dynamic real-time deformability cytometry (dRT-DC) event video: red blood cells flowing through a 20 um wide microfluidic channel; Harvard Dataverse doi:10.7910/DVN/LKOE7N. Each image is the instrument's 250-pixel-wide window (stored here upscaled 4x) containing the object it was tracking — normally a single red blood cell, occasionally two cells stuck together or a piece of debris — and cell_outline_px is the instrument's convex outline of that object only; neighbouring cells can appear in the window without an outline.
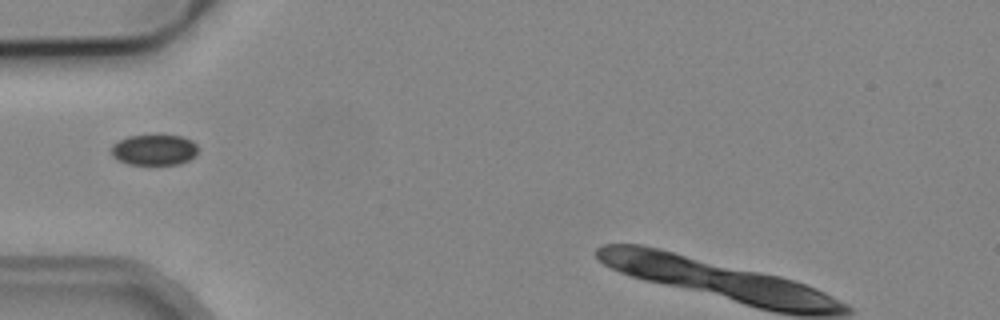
{"species": "common noctule bat (a hibernating species)", "species_latin": "Nyctalus noctula", "temperature_condition": "cold", "stored_images_in_passage": 29, "camera_frame_rate_fps": 3000, "um_per_image_px": 0.085, "animal": {"sex": "male", "body_mass_g": 19.2, "forearm_length_mm": 51.8}, "frame": {"image": 1, "passage_image": 1, "time_ms": 0.0, "image_size_px": [1000, 320], "cell_outline_px": [[200, 148], [196, 156], [180, 164], [128, 164], [116, 160], [112, 156], [112, 144], [128, 136], [156, 132], [160, 132], [180, 136], [192, 140]], "centroid_in_image_um": [13.14, 12.68], "position_along_channel_um": 71.9, "area_um2": 16.36}}
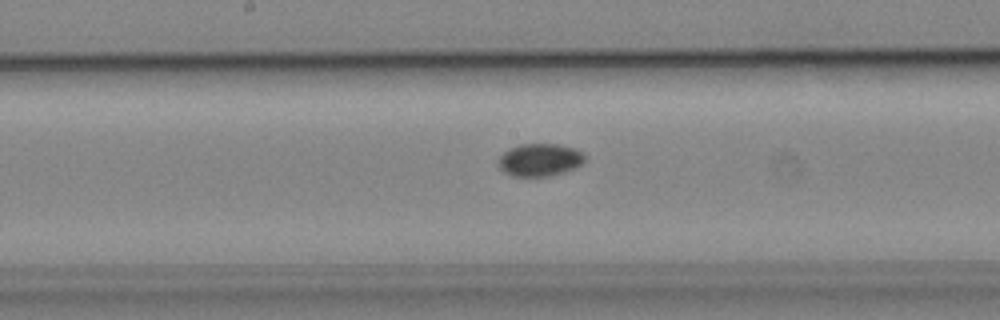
{"frame": {"image": 2, "passage_image": 11, "time_ms": 3.333, "image_size_px": [1000, 320], "cell_outline_px": [[588, 156], [584, 164], [576, 168], [564, 172], [548, 176], [512, 176], [504, 172], [496, 164], [496, 160], [508, 148], [520, 144], [556, 144], [576, 148], [584, 152]], "centroid_in_image_um": [45.92, 13.58], "position_along_channel_um": 202.3, "area_um2": 16.94}}
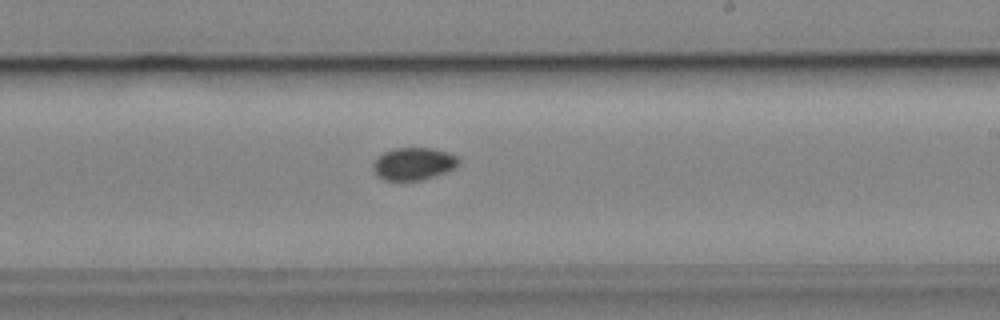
{"frame": {"image": 3, "passage_image": 15, "time_ms": 4.667, "image_size_px": [1000, 320], "cell_outline_px": [[460, 164], [456, 168], [420, 180], [384, 180], [376, 176], [372, 168], [372, 164], [376, 156], [384, 152], [396, 148], [432, 148], [448, 152], [456, 156], [460, 160]], "centroid_in_image_um": [35.12, 13.91], "position_along_channel_um": 253.9, "area_um2": 16.3}}